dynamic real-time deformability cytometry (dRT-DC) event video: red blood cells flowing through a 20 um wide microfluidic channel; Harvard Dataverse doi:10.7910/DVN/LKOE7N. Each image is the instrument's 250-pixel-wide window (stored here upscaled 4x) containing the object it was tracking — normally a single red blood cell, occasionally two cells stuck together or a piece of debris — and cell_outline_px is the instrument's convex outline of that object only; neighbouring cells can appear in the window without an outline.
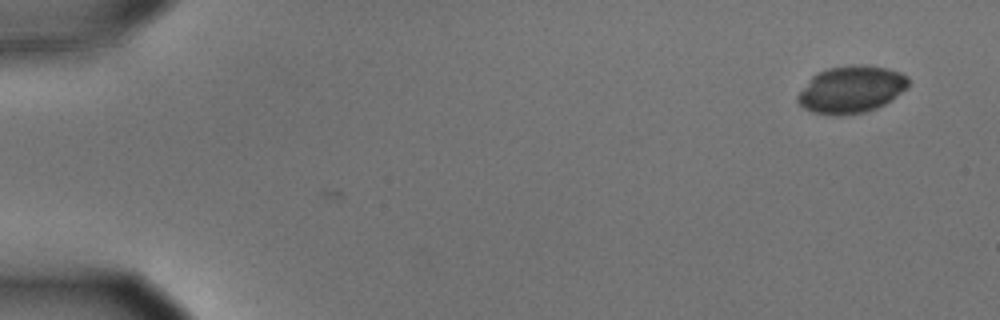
{"species": "common noctule bat (a hibernating species)", "species_latin": "Nyctalus noctula", "temperature_condition": "cold", "stored_images_in_passage": 16, "camera_frame_rate_fps": 3000, "um_per_image_px": 0.085, "animal": {"sex": "male", "body_mass_g": 15.6}, "frame": {"image": 1, "passage_image": 1, "time_ms": 0.0, "image_size_px": [1000, 320], "cell_outline_px": [[908, 88], [884, 104], [876, 108], [864, 112], [836, 116], [812, 112], [804, 108], [796, 100], [796, 96], [812, 76], [816, 72], [828, 68], [860, 64], [864, 64], [888, 68], [900, 72], [908, 76]], "centroid_in_image_um": [72.35, 7.6], "position_along_channel_um": 12.7, "area_um2": 30.46}}
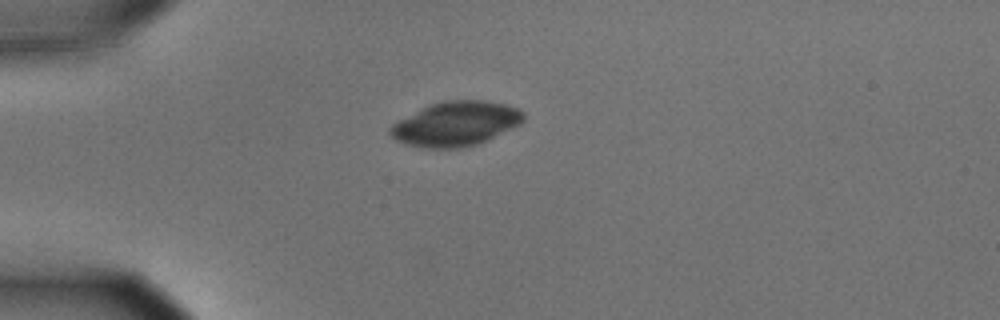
{"frame": {"image": 2, "passage_image": 13, "time_ms": 4.0, "image_size_px": [1000, 320], "cell_outline_px": [[524, 120], [520, 124], [488, 140], [476, 144], [460, 148], [424, 148], [404, 144], [396, 140], [388, 132], [388, 128], [392, 124], [428, 104], [444, 100], [488, 100], [504, 104], [516, 108], [524, 112]], "centroid_in_image_um": [38.72, 10.52], "position_along_channel_um": 46.3, "area_um2": 34.68}}